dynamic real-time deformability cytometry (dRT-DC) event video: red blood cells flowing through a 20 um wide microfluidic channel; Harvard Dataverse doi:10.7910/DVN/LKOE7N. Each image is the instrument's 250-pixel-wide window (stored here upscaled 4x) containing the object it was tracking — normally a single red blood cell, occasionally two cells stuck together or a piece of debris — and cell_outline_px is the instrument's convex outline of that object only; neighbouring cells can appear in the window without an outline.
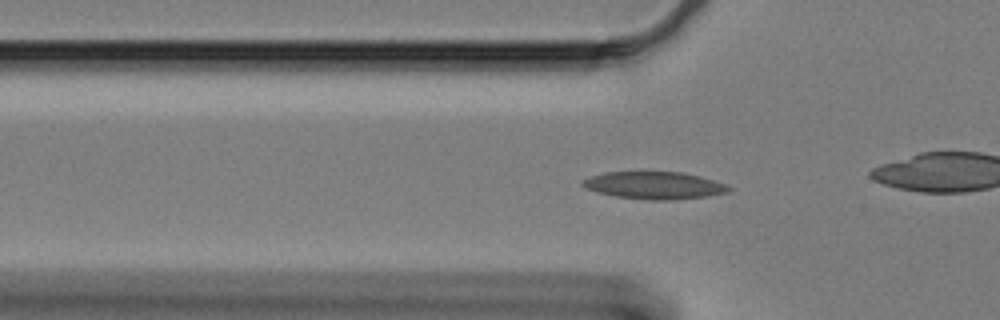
{"species": "Egyptian fruit bat (a non-hibernating species)", "species_latin": "Rousettus aegyptiacus", "temperature_condition": "cold", "stored_images_in_passage": 45, "camera_frame_rate_fps": 3000, "um_per_image_px": 0.085, "animal": {"sex": "female"}, "frame": {"image": 1, "passage_image": 12, "time_ms": 3.667, "image_size_px": [1000, 320], "cell_outline_px": [[732, 188], [728, 192], [708, 196], [676, 200], [648, 200], [616, 196], [596, 192], [584, 188], [580, 184], [580, 180], [604, 172], [684, 172], [712, 180], [724, 184]], "centroid_in_image_um": [55.57, 15.76], "position_along_channel_um": 70.2, "area_um2": 23.35}}
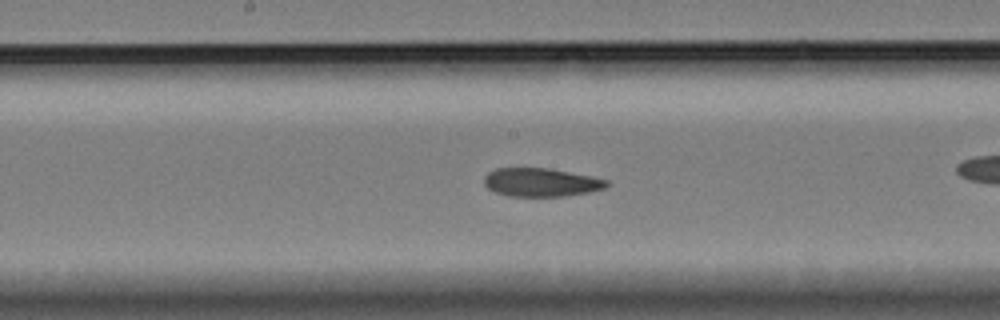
{"frame": {"image": 2, "passage_image": 24, "time_ms": 7.667, "image_size_px": [1000, 320], "cell_outline_px": [[612, 184], [604, 188], [588, 192], [564, 196], [508, 196], [496, 192], [488, 188], [484, 184], [484, 176], [488, 172], [496, 168], [548, 168], [592, 176], [608, 180]], "centroid_in_image_um": [46.0, 15.49], "position_along_channel_um": 202.2, "area_um2": 20.35}}
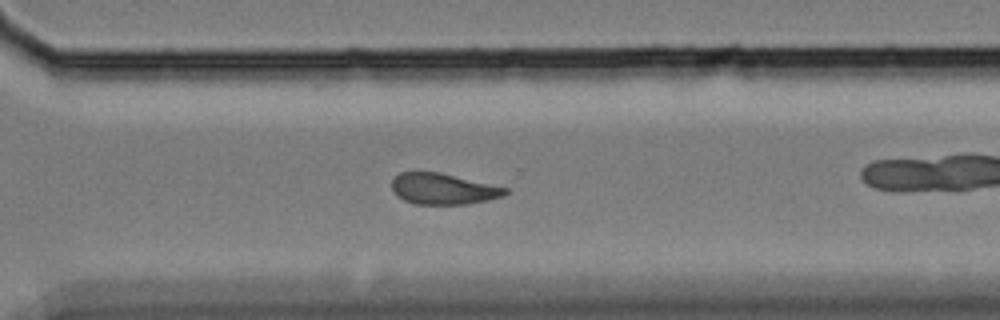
{"frame": {"image": 3, "passage_image": 36, "time_ms": 11.667, "image_size_px": [1000, 320], "cell_outline_px": [[508, 192], [504, 196], [488, 200], [468, 204], [416, 204], [404, 200], [396, 196], [392, 192], [392, 180], [400, 172], [440, 172], [508, 188]], "centroid_in_image_um": [37.66, 16.06], "position_along_channel_um": 332.9, "area_um2": 20.58}, "authors_computed_cell_mechanics": {"area_um2": 21.2704, "velocity_mm_per_s": 3.276, "shape_relaxation_time_tau1_ms": null, "shape_relaxation_time_tau2_ms": 4.8293, "deformation_change_tau1": null, "deformation_change_tau2": 0.0988}}